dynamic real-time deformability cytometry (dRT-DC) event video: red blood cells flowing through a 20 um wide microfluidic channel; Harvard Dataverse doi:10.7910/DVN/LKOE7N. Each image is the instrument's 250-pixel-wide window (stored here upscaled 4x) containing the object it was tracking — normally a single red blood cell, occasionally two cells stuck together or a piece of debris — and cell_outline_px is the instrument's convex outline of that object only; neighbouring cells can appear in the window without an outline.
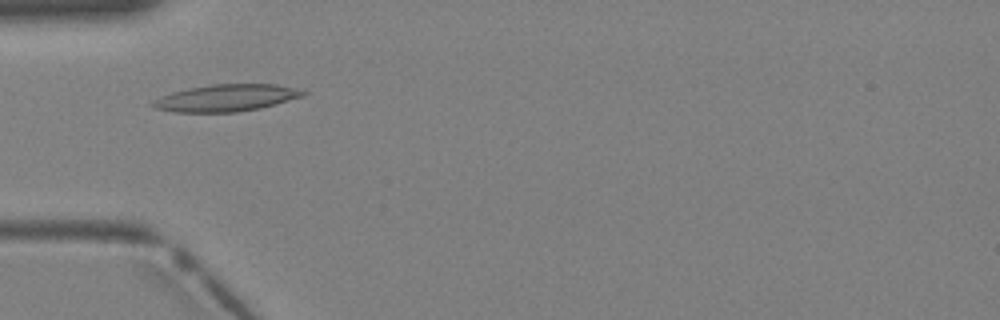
{"species": "Egyptian fruit bat (a non-hibernating species)", "species_latin": "Rousettus aegyptiacus", "temperature_condition": "warm", "stored_images_in_passage": 3, "camera_frame_rate_fps": 3000, "um_per_image_px": 0.085, "animal": {"sex": "female"}, "frame": {"image": 1, "passage_image": 3, "time_ms": 0.667, "image_size_px": [1000, 320], "cell_outline_px": [[308, 92], [304, 96], [260, 108], [236, 112], [176, 112], [156, 108], [152, 104], [152, 100], [160, 96], [172, 92], [212, 84], [276, 84], [296, 88]], "centroid_in_image_um": [19.25, 8.32], "position_along_channel_um": 65.7, "area_um2": 23.41}}